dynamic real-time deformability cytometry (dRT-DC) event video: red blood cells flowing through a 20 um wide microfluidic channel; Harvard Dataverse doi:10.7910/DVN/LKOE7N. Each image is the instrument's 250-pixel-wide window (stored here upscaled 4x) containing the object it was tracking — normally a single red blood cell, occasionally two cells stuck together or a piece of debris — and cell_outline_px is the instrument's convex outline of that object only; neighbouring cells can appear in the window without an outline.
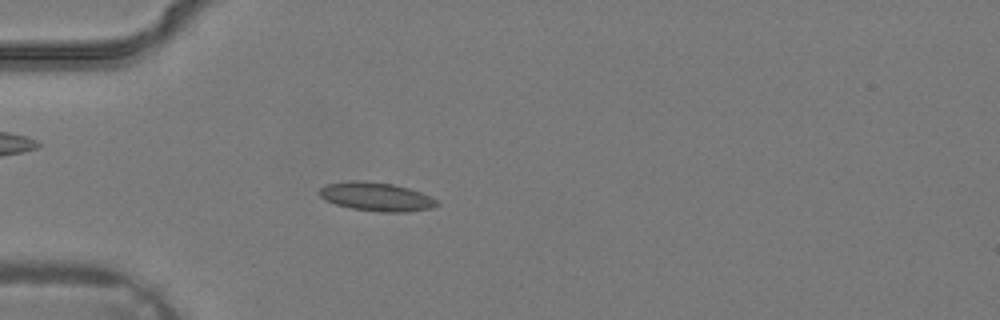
{"species": "common noctule bat (a hibernating species)", "species_latin": "Nyctalus noctula", "temperature_condition": "warm", "stored_images_in_passage": 27, "camera_frame_rate_fps": 3000, "um_per_image_px": 0.085, "animal": {"sex": "male", "body_mass_g": 19.2, "forearm_length_mm": 51.8}, "frame": {"image": 1, "passage_image": 2, "time_ms": 0.333, "image_size_px": [1000, 320], "cell_outline_px": [[440, 204], [432, 208], [404, 212], [380, 212], [352, 208], [336, 204], [320, 196], [316, 192], [320, 188], [328, 184], [348, 180], [356, 180], [392, 184], [408, 188], [420, 192], [436, 200]], "centroid_in_image_um": [31.97, 16.72], "position_along_channel_um": 53.0, "area_um2": 19.42}}
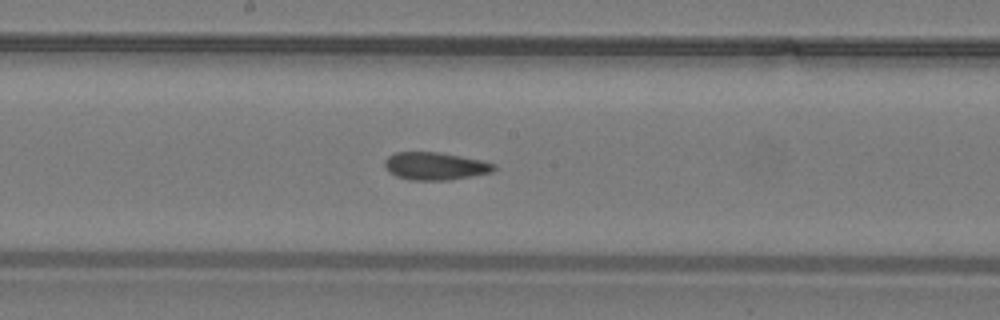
{"frame": {"image": 2, "passage_image": 11, "time_ms": 3.333, "image_size_px": [1000, 320], "cell_outline_px": [[496, 168], [492, 172], [448, 180], [412, 180], [396, 176], [388, 172], [384, 164], [384, 160], [388, 156], [396, 152], [440, 152], [480, 160], [496, 164]], "centroid_in_image_um": [36.96, 14.11], "position_along_channel_um": 211.2, "area_um2": 17.57}}
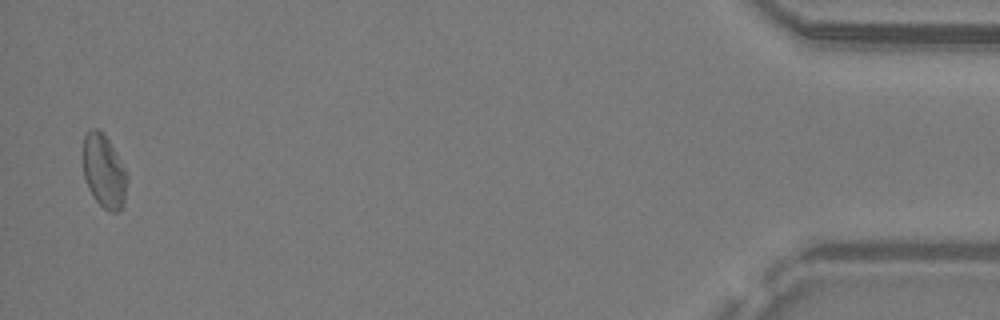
{"frame": {"image": 3, "passage_image": 27, "time_ms": 8.667, "image_size_px": [1000, 320], "cell_outline_px": [[128, 180], [124, 204], [116, 212], [112, 212], [104, 208], [92, 196], [88, 188], [84, 176], [84, 136], [92, 128], [96, 128], [108, 140], [124, 168], [128, 176]], "centroid_in_image_um": [8.85, 14.6], "position_along_channel_um": 426.4, "area_um2": 18.44}}